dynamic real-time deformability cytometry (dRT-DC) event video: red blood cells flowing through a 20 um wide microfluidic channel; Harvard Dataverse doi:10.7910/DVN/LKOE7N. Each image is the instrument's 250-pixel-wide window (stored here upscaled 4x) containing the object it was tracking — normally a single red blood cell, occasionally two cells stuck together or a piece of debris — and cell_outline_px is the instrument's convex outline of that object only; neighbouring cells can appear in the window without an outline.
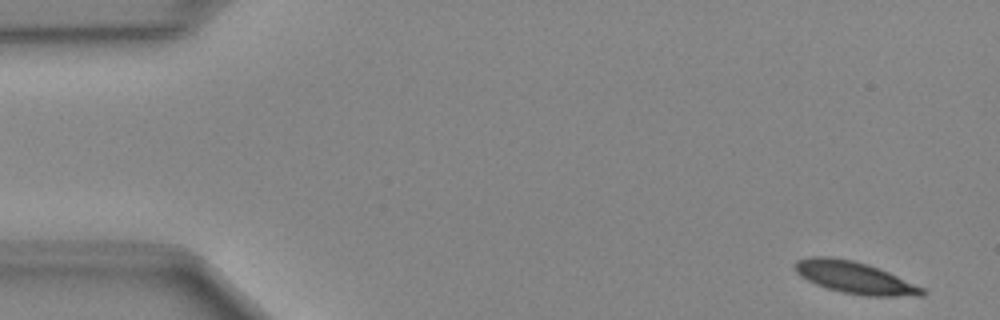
{"species": "Egyptian fruit bat (a non-hibernating species)", "species_latin": "Rousettus aegyptiacus", "temperature_condition": "cold", "stored_images_in_passage": 13, "camera_frame_rate_fps": 3000, "um_per_image_px": 0.085, "animal": {"sex": "female"}, "frame": {"image": 1, "passage_image": 2, "time_ms": 0.333, "image_size_px": [1000, 320], "cell_outline_px": [[928, 292], [924, 296], [868, 296], [844, 292], [828, 288], [816, 284], [800, 276], [796, 272], [796, 260], [812, 256], [832, 256], [852, 260], [868, 264], [888, 272], [924, 288]], "centroid_in_image_um": [72.67, 23.59], "position_along_channel_um": 12.3, "area_um2": 23.52}}
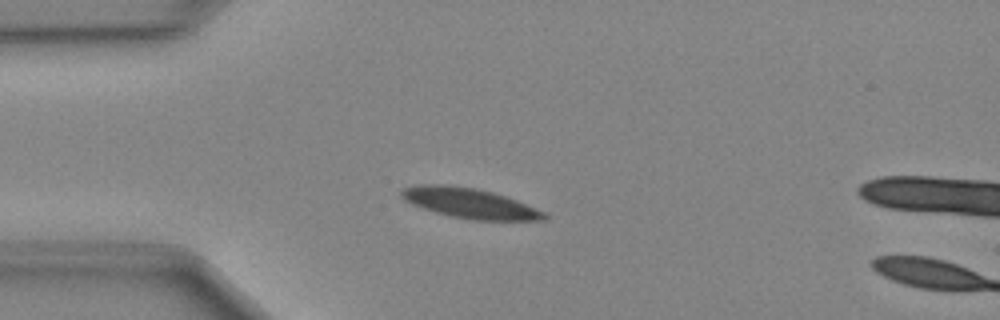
{"frame": {"image": 2, "passage_image": 12, "time_ms": 3.667, "image_size_px": [1000, 320], "cell_outline_px": [[548, 216], [544, 220], [472, 220], [452, 216], [436, 212], [412, 204], [404, 200], [400, 196], [400, 192], [404, 188], [416, 184], [448, 184], [476, 188], [492, 192], [516, 200], [544, 212]], "centroid_in_image_um": [39.88, 17.26], "position_along_channel_um": 45.1, "area_um2": 24.85}}